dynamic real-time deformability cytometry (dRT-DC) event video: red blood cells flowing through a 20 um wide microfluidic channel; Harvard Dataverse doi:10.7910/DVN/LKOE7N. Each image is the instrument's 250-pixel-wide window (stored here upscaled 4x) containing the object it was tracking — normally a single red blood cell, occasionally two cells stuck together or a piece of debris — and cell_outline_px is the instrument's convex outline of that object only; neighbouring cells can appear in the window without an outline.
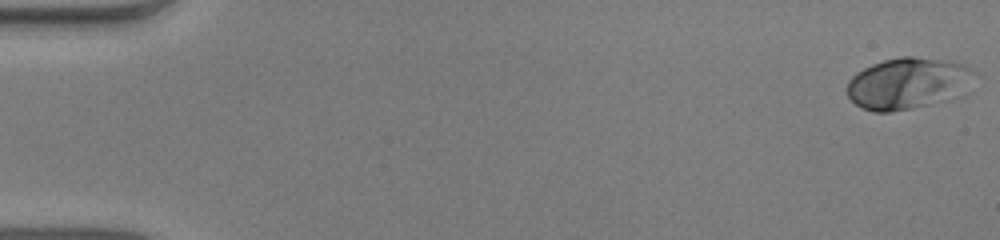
{"species": "human", "species_latin": "Homo sapiens", "temperature_condition": "warm", "stored_images_in_passage": 52, "camera_frame_rate_fps": 3000, "um_per_image_px": 0.085, "donor": {"sex": "male"}, "frame": {"image": 1, "passage_image": 1, "time_ms": 0.0, "image_size_px": [1000, 240], "cell_outline_px": [[980, 76], [956, 96], [948, 100], [912, 108], [888, 112], [872, 112], [860, 108], [848, 96], [848, 80], [856, 72], [872, 64], [884, 60], [900, 56], [912, 56], [952, 60], [964, 64], [972, 68]], "centroid_in_image_um": [77.22, 7.06], "position_along_channel_um": 7.8, "area_um2": 38.73}}
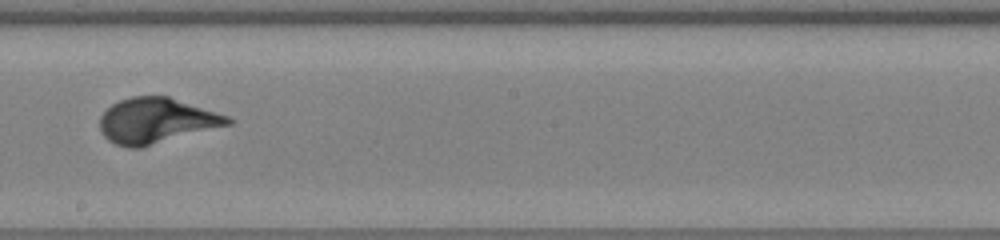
{"frame": {"image": 2, "passage_image": 30, "time_ms": 9.667, "image_size_px": [1000, 240], "cell_outline_px": [[232, 124], [140, 148], [128, 148], [116, 144], [108, 140], [104, 136], [100, 128], [100, 116], [112, 104], [120, 100], [132, 96], [168, 96], [228, 116], [232, 120]], "centroid_in_image_um": [13.27, 10.26], "position_along_channel_um": 234.9, "area_um2": 33.64}}
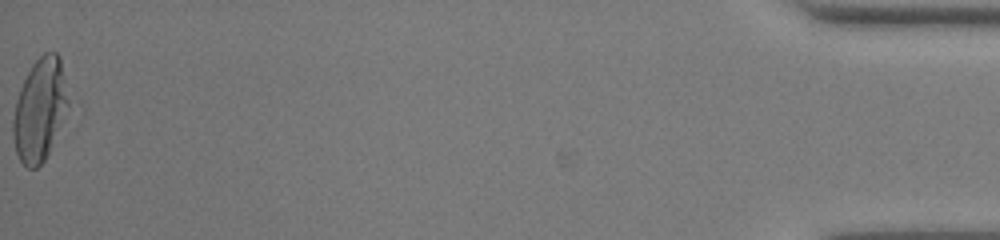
{"frame": {"image": 3, "passage_image": 52, "time_ms": 17.0, "image_size_px": [1000, 240], "cell_outline_px": [[68, 104], [48, 152], [44, 160], [36, 168], [28, 168], [20, 160], [16, 152], [12, 136], [12, 120], [16, 100], [20, 88], [32, 64], [44, 52], [56, 52], [60, 56], [68, 100]], "centroid_in_image_um": [3.34, 9.3], "position_along_channel_um": 431.9, "area_um2": 32.25}, "authors_computed_cell_mechanics": {"area_um2": 33.2928, "velocity_mm_per_s": 4.0337, "shape_relaxation_time_tau1_ms": 3.3605, "shape_relaxation_time_tau2_ms": null, "deformation_change_tau1": 0.2398, "deformation_change_tau2": null}}